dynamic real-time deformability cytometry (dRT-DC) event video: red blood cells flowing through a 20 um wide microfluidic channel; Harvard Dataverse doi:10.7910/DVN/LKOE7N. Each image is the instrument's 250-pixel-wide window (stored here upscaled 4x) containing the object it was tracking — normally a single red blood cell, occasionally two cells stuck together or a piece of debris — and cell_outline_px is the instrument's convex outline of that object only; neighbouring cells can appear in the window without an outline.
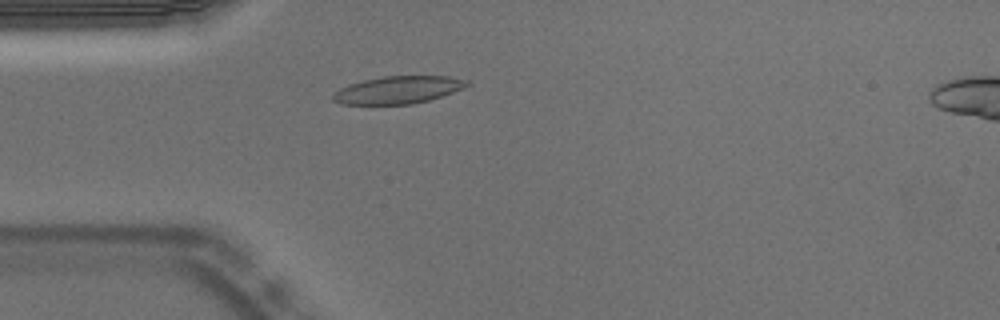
{"species": "Egyptian fruit bat (a non-hibernating species)", "species_latin": "Rousettus aegyptiacus", "temperature_condition": "warm", "stored_images_in_passage": 51, "camera_frame_rate_fps": 3000, "um_per_image_px": 0.085, "animal": {"sex": "male"}, "frame": {"image": 1, "passage_image": 12, "time_ms": 3.667, "image_size_px": [1000, 320], "cell_outline_px": [[472, 84], [464, 88], [428, 100], [412, 104], [340, 104], [332, 100], [332, 96], [340, 88], [348, 84], [364, 80], [384, 76], [448, 76], [468, 80]], "centroid_in_image_um": [33.84, 7.63], "position_along_channel_um": 51.2, "area_um2": 21.39}}
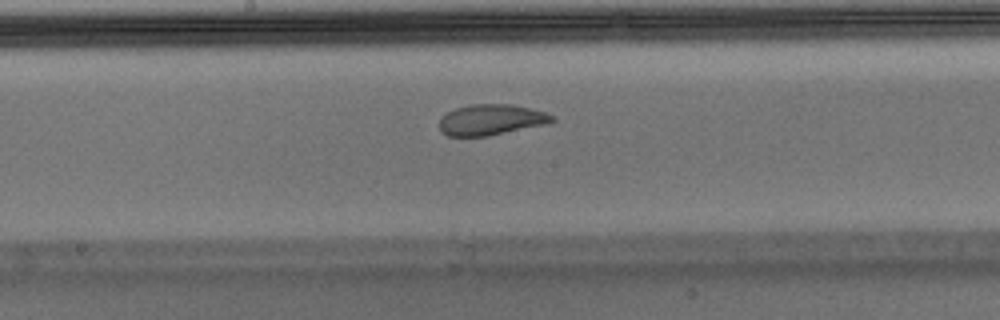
{"frame": {"image": 2, "passage_image": 25, "time_ms": 8.0, "image_size_px": [1000, 320], "cell_outline_px": [[556, 120], [544, 124], [488, 136], [448, 136], [440, 132], [440, 120], [448, 112], [456, 108], [472, 104], [512, 104], [544, 112], [556, 116]], "centroid_in_image_um": [41.74, 10.18], "position_along_channel_um": 206.5, "area_um2": 20.0}}
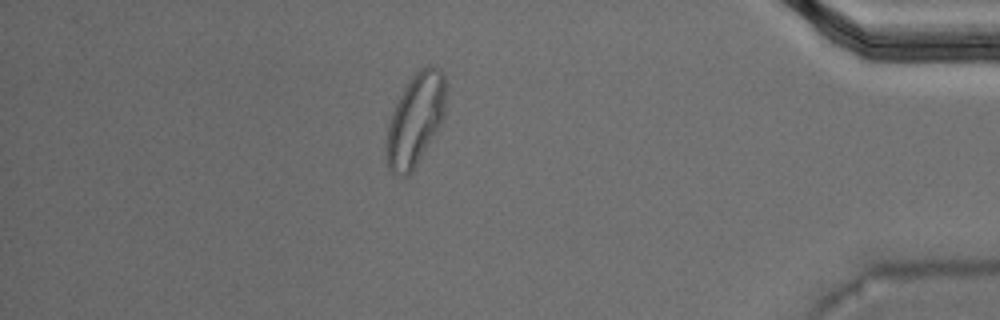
{"frame": {"image": 3, "passage_image": 44, "time_ms": 14.333, "image_size_px": [1000, 320], "cell_outline_px": [[444, 116], [440, 124], [412, 172], [408, 176], [400, 176], [392, 172], [388, 168], [384, 144], [388, 124], [392, 112], [404, 88], [412, 76], [420, 68], [428, 64], [432, 64], [440, 68], [444, 72]], "centroid_in_image_um": [35.27, 10.17], "position_along_channel_um": 399.9, "area_um2": 31.73}, "authors_computed_cell_mechanics": {"area_um2": 21.4438, "velocity_mm_per_s": 3.717, "shape_relaxation_time_tau1_ms": 9.0335, "shape_relaxation_time_tau2_ms": 1.1363, "deformation_change_tau1": 0.244, "deformation_change_tau2": 0.0607}}